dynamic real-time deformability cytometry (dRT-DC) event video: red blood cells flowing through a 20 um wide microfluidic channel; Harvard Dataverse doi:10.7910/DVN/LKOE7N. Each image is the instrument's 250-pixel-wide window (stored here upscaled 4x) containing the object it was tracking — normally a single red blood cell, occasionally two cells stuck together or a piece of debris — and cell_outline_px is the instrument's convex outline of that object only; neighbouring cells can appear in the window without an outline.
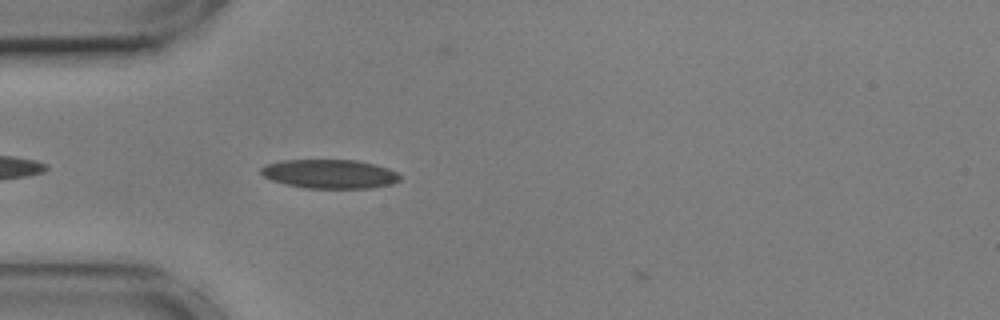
{"species": "common noctule bat (a hibernating species)", "species_latin": "Nyctalus noctula", "temperature_condition": "cold", "stored_images_in_passage": 2, "camera_frame_rate_fps": 3000, "um_per_image_px": 0.085, "animal": {"sex": "male", "body_mass_g": 17.9, "forearm_length_mm": 54.2}, "frame": {"image": 1, "passage_image": 1, "time_ms": 0.0, "image_size_px": [1000, 320], "cell_outline_px": [[400, 180], [392, 184], [372, 188], [304, 188], [272, 180], [264, 176], [260, 172], [260, 168], [264, 164], [280, 160], [356, 160], [376, 164], [388, 168], [396, 172], [400, 176]], "centroid_in_image_um": [28.02, 14.78], "position_along_channel_um": 57.0, "area_um2": 23.58}}